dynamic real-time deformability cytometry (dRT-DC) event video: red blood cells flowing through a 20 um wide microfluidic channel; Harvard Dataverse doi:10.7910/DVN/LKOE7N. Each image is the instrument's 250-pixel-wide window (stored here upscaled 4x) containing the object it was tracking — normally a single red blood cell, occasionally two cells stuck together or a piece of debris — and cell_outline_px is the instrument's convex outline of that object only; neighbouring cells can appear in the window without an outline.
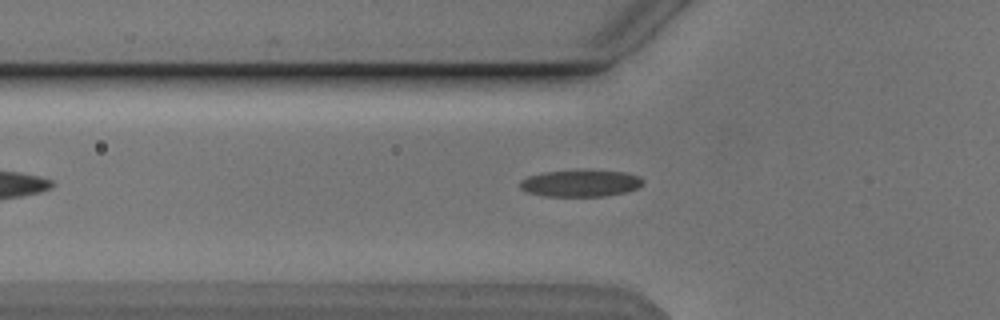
{"species": "Egyptian fruit bat (a non-hibernating species)", "species_latin": "Rousettus aegyptiacus", "temperature_condition": "cold", "stored_images_in_passage": 34, "camera_frame_rate_fps": 3000, "um_per_image_px": 0.085, "animal": {"sex": "male"}, "frame": {"image": 1, "passage_image": 4, "time_ms": 1.0, "image_size_px": [1000, 320], "cell_outline_px": [[644, 184], [640, 188], [628, 192], [604, 196], [544, 196], [528, 192], [520, 188], [520, 180], [528, 176], [544, 172], [624, 172], [640, 176], [644, 180]], "centroid_in_image_um": [49.39, 15.61], "position_along_channel_um": 76.4, "area_um2": 18.79}}
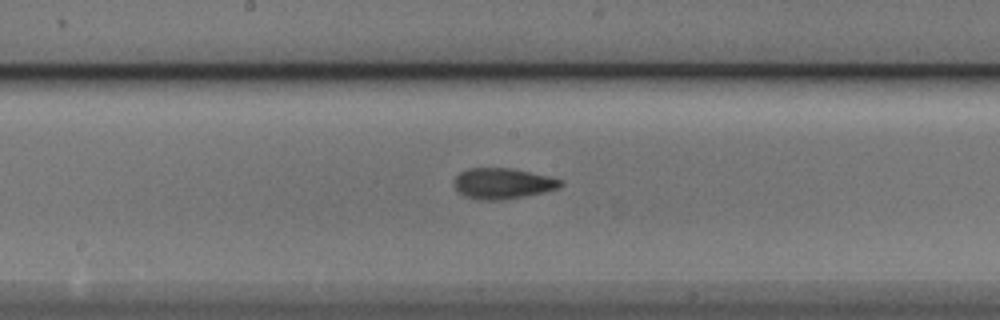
{"frame": {"image": 2, "passage_image": 14, "time_ms": 4.333, "image_size_px": [1000, 320], "cell_outline_px": [[564, 184], [560, 188], [544, 192], [524, 196], [500, 200], [476, 200], [464, 196], [452, 184], [456, 176], [460, 172], [468, 168], [512, 168], [548, 176], [560, 180]], "centroid_in_image_um": [42.71, 15.6], "position_along_channel_um": 205.5, "area_um2": 19.13}}
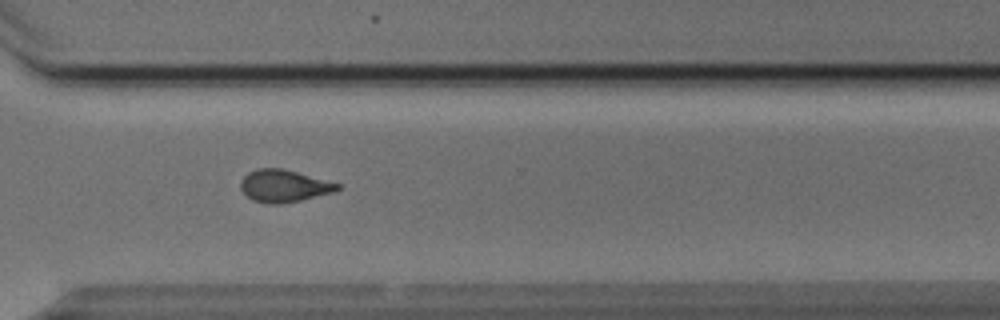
{"frame": {"image": 3, "passage_image": 25, "time_ms": 8.0, "image_size_px": [1000, 320], "cell_outline_px": [[340, 188], [332, 192], [300, 200], [280, 204], [268, 204], [252, 200], [240, 188], [240, 180], [248, 172], [256, 168], [280, 168], [296, 172], [340, 184]], "centroid_in_image_um": [24.07, 15.8], "position_along_channel_um": 346.5, "area_um2": 17.98}}